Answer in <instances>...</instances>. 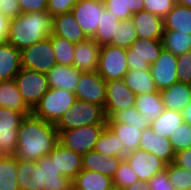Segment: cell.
<instances>
[{"label":"cell","mask_w":191,"mask_h":190,"mask_svg":"<svg viewBox=\"0 0 191 190\" xmlns=\"http://www.w3.org/2000/svg\"><path fill=\"white\" fill-rule=\"evenodd\" d=\"M58 142V130L55 124L31 113L23 118L18 128L15 158L38 161L48 155Z\"/></svg>","instance_id":"cell-1"},{"label":"cell","mask_w":191,"mask_h":190,"mask_svg":"<svg viewBox=\"0 0 191 190\" xmlns=\"http://www.w3.org/2000/svg\"><path fill=\"white\" fill-rule=\"evenodd\" d=\"M52 17L48 12L20 13L10 19L7 43L23 50L52 35Z\"/></svg>","instance_id":"cell-2"},{"label":"cell","mask_w":191,"mask_h":190,"mask_svg":"<svg viewBox=\"0 0 191 190\" xmlns=\"http://www.w3.org/2000/svg\"><path fill=\"white\" fill-rule=\"evenodd\" d=\"M92 124H107L104 108L92 102L76 99L55 127L58 131H63Z\"/></svg>","instance_id":"cell-3"},{"label":"cell","mask_w":191,"mask_h":190,"mask_svg":"<svg viewBox=\"0 0 191 190\" xmlns=\"http://www.w3.org/2000/svg\"><path fill=\"white\" fill-rule=\"evenodd\" d=\"M75 101V93L49 87L31 113L44 121L56 124Z\"/></svg>","instance_id":"cell-4"},{"label":"cell","mask_w":191,"mask_h":190,"mask_svg":"<svg viewBox=\"0 0 191 190\" xmlns=\"http://www.w3.org/2000/svg\"><path fill=\"white\" fill-rule=\"evenodd\" d=\"M107 124H92L78 128L58 131L59 143L80 154L93 150Z\"/></svg>","instance_id":"cell-5"},{"label":"cell","mask_w":191,"mask_h":190,"mask_svg":"<svg viewBox=\"0 0 191 190\" xmlns=\"http://www.w3.org/2000/svg\"><path fill=\"white\" fill-rule=\"evenodd\" d=\"M19 92L25 104L32 110L49 90L46 73L22 68L16 75Z\"/></svg>","instance_id":"cell-6"},{"label":"cell","mask_w":191,"mask_h":190,"mask_svg":"<svg viewBox=\"0 0 191 190\" xmlns=\"http://www.w3.org/2000/svg\"><path fill=\"white\" fill-rule=\"evenodd\" d=\"M21 67L47 73L57 63L52 46V35L20 51Z\"/></svg>","instance_id":"cell-7"},{"label":"cell","mask_w":191,"mask_h":190,"mask_svg":"<svg viewBox=\"0 0 191 190\" xmlns=\"http://www.w3.org/2000/svg\"><path fill=\"white\" fill-rule=\"evenodd\" d=\"M126 49L113 45L100 48L97 73L106 81L123 79L128 72Z\"/></svg>","instance_id":"cell-8"},{"label":"cell","mask_w":191,"mask_h":190,"mask_svg":"<svg viewBox=\"0 0 191 190\" xmlns=\"http://www.w3.org/2000/svg\"><path fill=\"white\" fill-rule=\"evenodd\" d=\"M162 50V40L136 39L126 49L129 70H150V65L159 58Z\"/></svg>","instance_id":"cell-9"},{"label":"cell","mask_w":191,"mask_h":190,"mask_svg":"<svg viewBox=\"0 0 191 190\" xmlns=\"http://www.w3.org/2000/svg\"><path fill=\"white\" fill-rule=\"evenodd\" d=\"M31 112H17L0 108V156H15L17 135L21 121Z\"/></svg>","instance_id":"cell-10"},{"label":"cell","mask_w":191,"mask_h":190,"mask_svg":"<svg viewBox=\"0 0 191 190\" xmlns=\"http://www.w3.org/2000/svg\"><path fill=\"white\" fill-rule=\"evenodd\" d=\"M105 9L103 0H79L71 12L85 35L92 38L97 32Z\"/></svg>","instance_id":"cell-11"},{"label":"cell","mask_w":191,"mask_h":190,"mask_svg":"<svg viewBox=\"0 0 191 190\" xmlns=\"http://www.w3.org/2000/svg\"><path fill=\"white\" fill-rule=\"evenodd\" d=\"M136 94L125 84L123 79L106 82L105 115L111 118L117 111L135 106Z\"/></svg>","instance_id":"cell-12"},{"label":"cell","mask_w":191,"mask_h":190,"mask_svg":"<svg viewBox=\"0 0 191 190\" xmlns=\"http://www.w3.org/2000/svg\"><path fill=\"white\" fill-rule=\"evenodd\" d=\"M76 99L92 102L105 107L106 81L97 73L81 72L75 89Z\"/></svg>","instance_id":"cell-13"},{"label":"cell","mask_w":191,"mask_h":190,"mask_svg":"<svg viewBox=\"0 0 191 190\" xmlns=\"http://www.w3.org/2000/svg\"><path fill=\"white\" fill-rule=\"evenodd\" d=\"M124 159L142 182H148L154 175L163 171L167 165L153 153L141 149L128 153Z\"/></svg>","instance_id":"cell-14"},{"label":"cell","mask_w":191,"mask_h":190,"mask_svg":"<svg viewBox=\"0 0 191 190\" xmlns=\"http://www.w3.org/2000/svg\"><path fill=\"white\" fill-rule=\"evenodd\" d=\"M152 78L159 91L178 82L177 56L163 49L159 58L150 65Z\"/></svg>","instance_id":"cell-15"},{"label":"cell","mask_w":191,"mask_h":190,"mask_svg":"<svg viewBox=\"0 0 191 190\" xmlns=\"http://www.w3.org/2000/svg\"><path fill=\"white\" fill-rule=\"evenodd\" d=\"M139 149L153 153L166 164L174 162L175 151L170 140L157 135L151 127L142 132Z\"/></svg>","instance_id":"cell-16"},{"label":"cell","mask_w":191,"mask_h":190,"mask_svg":"<svg viewBox=\"0 0 191 190\" xmlns=\"http://www.w3.org/2000/svg\"><path fill=\"white\" fill-rule=\"evenodd\" d=\"M48 155L55 162L61 174L71 181L82 170V155L66 148L59 142Z\"/></svg>","instance_id":"cell-17"},{"label":"cell","mask_w":191,"mask_h":190,"mask_svg":"<svg viewBox=\"0 0 191 190\" xmlns=\"http://www.w3.org/2000/svg\"><path fill=\"white\" fill-rule=\"evenodd\" d=\"M137 39L161 40L164 33L163 19L151 12L142 10L131 16Z\"/></svg>","instance_id":"cell-18"},{"label":"cell","mask_w":191,"mask_h":190,"mask_svg":"<svg viewBox=\"0 0 191 190\" xmlns=\"http://www.w3.org/2000/svg\"><path fill=\"white\" fill-rule=\"evenodd\" d=\"M36 162L40 166L43 190H71L72 181L61 174L49 155L43 156Z\"/></svg>","instance_id":"cell-19"},{"label":"cell","mask_w":191,"mask_h":190,"mask_svg":"<svg viewBox=\"0 0 191 190\" xmlns=\"http://www.w3.org/2000/svg\"><path fill=\"white\" fill-rule=\"evenodd\" d=\"M100 48L92 38L75 44L74 66L81 72L97 71Z\"/></svg>","instance_id":"cell-20"},{"label":"cell","mask_w":191,"mask_h":190,"mask_svg":"<svg viewBox=\"0 0 191 190\" xmlns=\"http://www.w3.org/2000/svg\"><path fill=\"white\" fill-rule=\"evenodd\" d=\"M52 25V35L62 37L71 43L76 44L88 38L76 22L72 12L53 17Z\"/></svg>","instance_id":"cell-21"},{"label":"cell","mask_w":191,"mask_h":190,"mask_svg":"<svg viewBox=\"0 0 191 190\" xmlns=\"http://www.w3.org/2000/svg\"><path fill=\"white\" fill-rule=\"evenodd\" d=\"M81 71L75 66L56 64L46 73L48 85L51 88L75 92Z\"/></svg>","instance_id":"cell-22"},{"label":"cell","mask_w":191,"mask_h":190,"mask_svg":"<svg viewBox=\"0 0 191 190\" xmlns=\"http://www.w3.org/2000/svg\"><path fill=\"white\" fill-rule=\"evenodd\" d=\"M123 159L122 157L103 156L91 150L82 155V170L100 172L113 178Z\"/></svg>","instance_id":"cell-23"},{"label":"cell","mask_w":191,"mask_h":190,"mask_svg":"<svg viewBox=\"0 0 191 190\" xmlns=\"http://www.w3.org/2000/svg\"><path fill=\"white\" fill-rule=\"evenodd\" d=\"M22 69L20 50L10 43L0 45V81L14 80Z\"/></svg>","instance_id":"cell-24"},{"label":"cell","mask_w":191,"mask_h":190,"mask_svg":"<svg viewBox=\"0 0 191 190\" xmlns=\"http://www.w3.org/2000/svg\"><path fill=\"white\" fill-rule=\"evenodd\" d=\"M165 109L181 112L191 101V84L176 82L160 91Z\"/></svg>","instance_id":"cell-25"},{"label":"cell","mask_w":191,"mask_h":190,"mask_svg":"<svg viewBox=\"0 0 191 190\" xmlns=\"http://www.w3.org/2000/svg\"><path fill=\"white\" fill-rule=\"evenodd\" d=\"M17 183L19 190H43L40 166L36 161L17 160Z\"/></svg>","instance_id":"cell-26"},{"label":"cell","mask_w":191,"mask_h":190,"mask_svg":"<svg viewBox=\"0 0 191 190\" xmlns=\"http://www.w3.org/2000/svg\"><path fill=\"white\" fill-rule=\"evenodd\" d=\"M127 87L136 94L160 93L150 70H128L123 78Z\"/></svg>","instance_id":"cell-27"},{"label":"cell","mask_w":191,"mask_h":190,"mask_svg":"<svg viewBox=\"0 0 191 190\" xmlns=\"http://www.w3.org/2000/svg\"><path fill=\"white\" fill-rule=\"evenodd\" d=\"M149 125L165 110L160 93L141 94L136 96L134 106Z\"/></svg>","instance_id":"cell-28"},{"label":"cell","mask_w":191,"mask_h":190,"mask_svg":"<svg viewBox=\"0 0 191 190\" xmlns=\"http://www.w3.org/2000/svg\"><path fill=\"white\" fill-rule=\"evenodd\" d=\"M164 31H179L191 34V8L175 4L163 18Z\"/></svg>","instance_id":"cell-29"},{"label":"cell","mask_w":191,"mask_h":190,"mask_svg":"<svg viewBox=\"0 0 191 190\" xmlns=\"http://www.w3.org/2000/svg\"><path fill=\"white\" fill-rule=\"evenodd\" d=\"M0 108H8L17 112H31L23 101L14 80L0 81Z\"/></svg>","instance_id":"cell-30"},{"label":"cell","mask_w":191,"mask_h":190,"mask_svg":"<svg viewBox=\"0 0 191 190\" xmlns=\"http://www.w3.org/2000/svg\"><path fill=\"white\" fill-rule=\"evenodd\" d=\"M107 126L120 138L124 146V157L139 149L142 130L137 126L123 124L120 122H107Z\"/></svg>","instance_id":"cell-31"},{"label":"cell","mask_w":191,"mask_h":190,"mask_svg":"<svg viewBox=\"0 0 191 190\" xmlns=\"http://www.w3.org/2000/svg\"><path fill=\"white\" fill-rule=\"evenodd\" d=\"M93 150L103 156L124 158V146L120 138L106 126L95 143Z\"/></svg>","instance_id":"cell-32"},{"label":"cell","mask_w":191,"mask_h":190,"mask_svg":"<svg viewBox=\"0 0 191 190\" xmlns=\"http://www.w3.org/2000/svg\"><path fill=\"white\" fill-rule=\"evenodd\" d=\"M183 122L182 112L165 109L164 112L150 124V127L157 135L169 139L171 133Z\"/></svg>","instance_id":"cell-33"},{"label":"cell","mask_w":191,"mask_h":190,"mask_svg":"<svg viewBox=\"0 0 191 190\" xmlns=\"http://www.w3.org/2000/svg\"><path fill=\"white\" fill-rule=\"evenodd\" d=\"M80 188L86 190H110L113 179L96 171L81 170L73 180Z\"/></svg>","instance_id":"cell-34"},{"label":"cell","mask_w":191,"mask_h":190,"mask_svg":"<svg viewBox=\"0 0 191 190\" xmlns=\"http://www.w3.org/2000/svg\"><path fill=\"white\" fill-rule=\"evenodd\" d=\"M120 22L121 20L117 16L105 9L100 25L97 27V32L92 39L101 47L110 45L114 36H116L117 27Z\"/></svg>","instance_id":"cell-35"},{"label":"cell","mask_w":191,"mask_h":190,"mask_svg":"<svg viewBox=\"0 0 191 190\" xmlns=\"http://www.w3.org/2000/svg\"><path fill=\"white\" fill-rule=\"evenodd\" d=\"M163 49L179 56L191 51V34L179 31H164L162 35Z\"/></svg>","instance_id":"cell-36"},{"label":"cell","mask_w":191,"mask_h":190,"mask_svg":"<svg viewBox=\"0 0 191 190\" xmlns=\"http://www.w3.org/2000/svg\"><path fill=\"white\" fill-rule=\"evenodd\" d=\"M17 177L15 156H0V190H19Z\"/></svg>","instance_id":"cell-37"},{"label":"cell","mask_w":191,"mask_h":190,"mask_svg":"<svg viewBox=\"0 0 191 190\" xmlns=\"http://www.w3.org/2000/svg\"><path fill=\"white\" fill-rule=\"evenodd\" d=\"M52 46L57 64L74 66V43H71L62 37L52 35Z\"/></svg>","instance_id":"cell-38"},{"label":"cell","mask_w":191,"mask_h":190,"mask_svg":"<svg viewBox=\"0 0 191 190\" xmlns=\"http://www.w3.org/2000/svg\"><path fill=\"white\" fill-rule=\"evenodd\" d=\"M137 39L136 29L131 18L121 20L117 27L116 36H114L110 45L122 48H129Z\"/></svg>","instance_id":"cell-39"},{"label":"cell","mask_w":191,"mask_h":190,"mask_svg":"<svg viewBox=\"0 0 191 190\" xmlns=\"http://www.w3.org/2000/svg\"><path fill=\"white\" fill-rule=\"evenodd\" d=\"M107 122H120L137 126L142 131L150 127L149 123L142 119L141 113L135 107L117 111L111 118H107Z\"/></svg>","instance_id":"cell-40"},{"label":"cell","mask_w":191,"mask_h":190,"mask_svg":"<svg viewBox=\"0 0 191 190\" xmlns=\"http://www.w3.org/2000/svg\"><path fill=\"white\" fill-rule=\"evenodd\" d=\"M165 169L175 190H191V171L179 167L173 162L167 164Z\"/></svg>","instance_id":"cell-41"},{"label":"cell","mask_w":191,"mask_h":190,"mask_svg":"<svg viewBox=\"0 0 191 190\" xmlns=\"http://www.w3.org/2000/svg\"><path fill=\"white\" fill-rule=\"evenodd\" d=\"M169 140L175 153L191 148V125L183 122L171 133Z\"/></svg>","instance_id":"cell-42"},{"label":"cell","mask_w":191,"mask_h":190,"mask_svg":"<svg viewBox=\"0 0 191 190\" xmlns=\"http://www.w3.org/2000/svg\"><path fill=\"white\" fill-rule=\"evenodd\" d=\"M113 179V185L126 188L136 181H139L136 173L133 171L129 163L123 159L117 169Z\"/></svg>","instance_id":"cell-43"},{"label":"cell","mask_w":191,"mask_h":190,"mask_svg":"<svg viewBox=\"0 0 191 190\" xmlns=\"http://www.w3.org/2000/svg\"><path fill=\"white\" fill-rule=\"evenodd\" d=\"M175 4V0H144V10L163 19Z\"/></svg>","instance_id":"cell-44"},{"label":"cell","mask_w":191,"mask_h":190,"mask_svg":"<svg viewBox=\"0 0 191 190\" xmlns=\"http://www.w3.org/2000/svg\"><path fill=\"white\" fill-rule=\"evenodd\" d=\"M178 82L191 84V51L177 56Z\"/></svg>","instance_id":"cell-45"},{"label":"cell","mask_w":191,"mask_h":190,"mask_svg":"<svg viewBox=\"0 0 191 190\" xmlns=\"http://www.w3.org/2000/svg\"><path fill=\"white\" fill-rule=\"evenodd\" d=\"M105 8L120 20L131 18L127 0H103Z\"/></svg>","instance_id":"cell-46"},{"label":"cell","mask_w":191,"mask_h":190,"mask_svg":"<svg viewBox=\"0 0 191 190\" xmlns=\"http://www.w3.org/2000/svg\"><path fill=\"white\" fill-rule=\"evenodd\" d=\"M79 0H48L47 3V12L51 17L57 15L65 14L72 11L73 6Z\"/></svg>","instance_id":"cell-47"},{"label":"cell","mask_w":191,"mask_h":190,"mask_svg":"<svg viewBox=\"0 0 191 190\" xmlns=\"http://www.w3.org/2000/svg\"><path fill=\"white\" fill-rule=\"evenodd\" d=\"M148 185L151 190H175L173 185L170 183L166 169L154 175L148 181Z\"/></svg>","instance_id":"cell-48"},{"label":"cell","mask_w":191,"mask_h":190,"mask_svg":"<svg viewBox=\"0 0 191 190\" xmlns=\"http://www.w3.org/2000/svg\"><path fill=\"white\" fill-rule=\"evenodd\" d=\"M21 13L47 12L48 0H18Z\"/></svg>","instance_id":"cell-49"},{"label":"cell","mask_w":191,"mask_h":190,"mask_svg":"<svg viewBox=\"0 0 191 190\" xmlns=\"http://www.w3.org/2000/svg\"><path fill=\"white\" fill-rule=\"evenodd\" d=\"M0 13L9 19L17 17L21 13L18 0H0Z\"/></svg>","instance_id":"cell-50"},{"label":"cell","mask_w":191,"mask_h":190,"mask_svg":"<svg viewBox=\"0 0 191 190\" xmlns=\"http://www.w3.org/2000/svg\"><path fill=\"white\" fill-rule=\"evenodd\" d=\"M174 164L191 171V148L175 153Z\"/></svg>","instance_id":"cell-51"},{"label":"cell","mask_w":191,"mask_h":190,"mask_svg":"<svg viewBox=\"0 0 191 190\" xmlns=\"http://www.w3.org/2000/svg\"><path fill=\"white\" fill-rule=\"evenodd\" d=\"M10 19L0 13V45L7 42Z\"/></svg>","instance_id":"cell-52"},{"label":"cell","mask_w":191,"mask_h":190,"mask_svg":"<svg viewBox=\"0 0 191 190\" xmlns=\"http://www.w3.org/2000/svg\"><path fill=\"white\" fill-rule=\"evenodd\" d=\"M128 9L132 14L144 10V0H127Z\"/></svg>","instance_id":"cell-53"},{"label":"cell","mask_w":191,"mask_h":190,"mask_svg":"<svg viewBox=\"0 0 191 190\" xmlns=\"http://www.w3.org/2000/svg\"><path fill=\"white\" fill-rule=\"evenodd\" d=\"M125 190H151L148 182L136 181L125 188Z\"/></svg>","instance_id":"cell-54"},{"label":"cell","mask_w":191,"mask_h":190,"mask_svg":"<svg viewBox=\"0 0 191 190\" xmlns=\"http://www.w3.org/2000/svg\"><path fill=\"white\" fill-rule=\"evenodd\" d=\"M181 112L184 122L191 125V101L184 107V109Z\"/></svg>","instance_id":"cell-55"},{"label":"cell","mask_w":191,"mask_h":190,"mask_svg":"<svg viewBox=\"0 0 191 190\" xmlns=\"http://www.w3.org/2000/svg\"><path fill=\"white\" fill-rule=\"evenodd\" d=\"M175 2L182 6H187L191 8V0H175Z\"/></svg>","instance_id":"cell-56"},{"label":"cell","mask_w":191,"mask_h":190,"mask_svg":"<svg viewBox=\"0 0 191 190\" xmlns=\"http://www.w3.org/2000/svg\"><path fill=\"white\" fill-rule=\"evenodd\" d=\"M71 190H86V189H83V188L78 187V186L72 181Z\"/></svg>","instance_id":"cell-57"},{"label":"cell","mask_w":191,"mask_h":190,"mask_svg":"<svg viewBox=\"0 0 191 190\" xmlns=\"http://www.w3.org/2000/svg\"><path fill=\"white\" fill-rule=\"evenodd\" d=\"M110 190H125V188H122V187L113 185V186L110 188Z\"/></svg>","instance_id":"cell-58"}]
</instances>
